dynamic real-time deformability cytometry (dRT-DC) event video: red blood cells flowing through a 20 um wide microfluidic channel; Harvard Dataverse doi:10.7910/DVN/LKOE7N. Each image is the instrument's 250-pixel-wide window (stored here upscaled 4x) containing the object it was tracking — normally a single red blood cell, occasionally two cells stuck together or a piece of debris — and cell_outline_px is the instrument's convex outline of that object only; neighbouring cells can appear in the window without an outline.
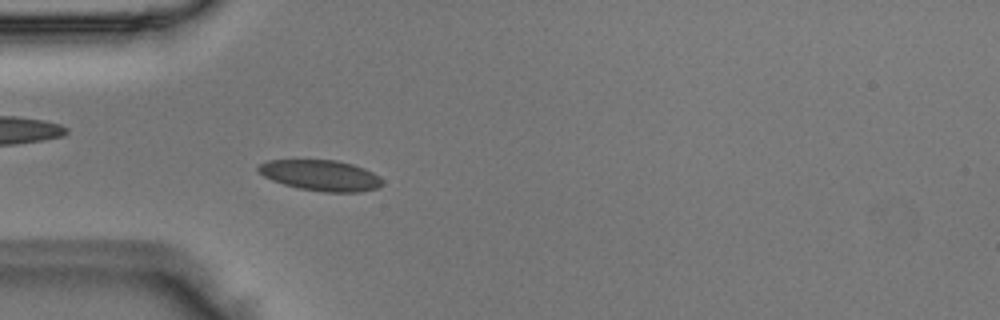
{"species": "Egyptian fruit bat (a non-hibernating species)", "species_latin": "Rousettus aegyptiacus", "temperature_condition": "room temperature", "stored_images_in_passage": 3, "camera_frame_rate_fps": 3000, "um_per_image_px": 0.085, "animal": {"sex": "male"}, "frame": {"image": 1, "passage_image": 3, "time_ms": 0.667, "image_size_px": [1000, 320], "cell_outline_px": [[384, 184], [376, 188], [360, 192], [324, 192], [300, 188], [284, 184], [272, 180], [264, 176], [256, 168], [260, 164], [268, 160], [336, 160], [352, 164], [364, 168], [380, 176], [384, 180]], "centroid_in_image_um": [27.3, 14.91], "position_along_channel_um": 57.7, "area_um2": 22.2}}